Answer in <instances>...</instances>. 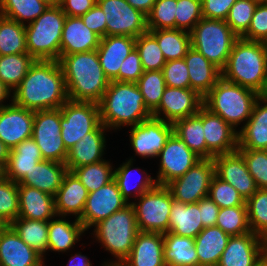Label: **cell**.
<instances>
[{"instance_id":"836d02e7","label":"cell","mask_w":267,"mask_h":266,"mask_svg":"<svg viewBox=\"0 0 267 266\" xmlns=\"http://www.w3.org/2000/svg\"><path fill=\"white\" fill-rule=\"evenodd\" d=\"M230 237L218 226L205 227L194 238L198 266H217Z\"/></svg>"},{"instance_id":"2644e50d","label":"cell","mask_w":267,"mask_h":266,"mask_svg":"<svg viewBox=\"0 0 267 266\" xmlns=\"http://www.w3.org/2000/svg\"><path fill=\"white\" fill-rule=\"evenodd\" d=\"M255 266H267V252L262 256V258L255 264Z\"/></svg>"},{"instance_id":"e575fe53","label":"cell","mask_w":267,"mask_h":266,"mask_svg":"<svg viewBox=\"0 0 267 266\" xmlns=\"http://www.w3.org/2000/svg\"><path fill=\"white\" fill-rule=\"evenodd\" d=\"M164 238L166 266H198L195 239L167 232Z\"/></svg>"},{"instance_id":"7bdbcfd3","label":"cell","mask_w":267,"mask_h":266,"mask_svg":"<svg viewBox=\"0 0 267 266\" xmlns=\"http://www.w3.org/2000/svg\"><path fill=\"white\" fill-rule=\"evenodd\" d=\"M110 162L103 160L90 165L74 168L72 172L85 186L88 193L108 184L114 179V171Z\"/></svg>"},{"instance_id":"f35d334b","label":"cell","mask_w":267,"mask_h":266,"mask_svg":"<svg viewBox=\"0 0 267 266\" xmlns=\"http://www.w3.org/2000/svg\"><path fill=\"white\" fill-rule=\"evenodd\" d=\"M157 40L166 61L182 59L191 47L190 33L180 29L148 30Z\"/></svg>"},{"instance_id":"ac0fdd59","label":"cell","mask_w":267,"mask_h":266,"mask_svg":"<svg viewBox=\"0 0 267 266\" xmlns=\"http://www.w3.org/2000/svg\"><path fill=\"white\" fill-rule=\"evenodd\" d=\"M267 252V240L249 232L231 236L217 266H255Z\"/></svg>"},{"instance_id":"44dd1931","label":"cell","mask_w":267,"mask_h":266,"mask_svg":"<svg viewBox=\"0 0 267 266\" xmlns=\"http://www.w3.org/2000/svg\"><path fill=\"white\" fill-rule=\"evenodd\" d=\"M34 111L12 102L0 108V140L10 149L32 137Z\"/></svg>"},{"instance_id":"7402d4cb","label":"cell","mask_w":267,"mask_h":266,"mask_svg":"<svg viewBox=\"0 0 267 266\" xmlns=\"http://www.w3.org/2000/svg\"><path fill=\"white\" fill-rule=\"evenodd\" d=\"M43 256L28 246L10 225L0 232V266H44Z\"/></svg>"},{"instance_id":"be15d7a7","label":"cell","mask_w":267,"mask_h":266,"mask_svg":"<svg viewBox=\"0 0 267 266\" xmlns=\"http://www.w3.org/2000/svg\"><path fill=\"white\" fill-rule=\"evenodd\" d=\"M199 209L203 227L216 226L220 207L209 196L199 200Z\"/></svg>"},{"instance_id":"681fc988","label":"cell","mask_w":267,"mask_h":266,"mask_svg":"<svg viewBox=\"0 0 267 266\" xmlns=\"http://www.w3.org/2000/svg\"><path fill=\"white\" fill-rule=\"evenodd\" d=\"M257 5L254 0H237L230 8L226 23L239 38L247 32Z\"/></svg>"},{"instance_id":"7dc6e473","label":"cell","mask_w":267,"mask_h":266,"mask_svg":"<svg viewBox=\"0 0 267 266\" xmlns=\"http://www.w3.org/2000/svg\"><path fill=\"white\" fill-rule=\"evenodd\" d=\"M216 226L230 236H240L250 231L247 206L220 208Z\"/></svg>"},{"instance_id":"4fadbf2b","label":"cell","mask_w":267,"mask_h":266,"mask_svg":"<svg viewBox=\"0 0 267 266\" xmlns=\"http://www.w3.org/2000/svg\"><path fill=\"white\" fill-rule=\"evenodd\" d=\"M215 175L213 159H201L183 176L166 185L173 200L181 203H197L209 194L212 178Z\"/></svg>"},{"instance_id":"30bf717a","label":"cell","mask_w":267,"mask_h":266,"mask_svg":"<svg viewBox=\"0 0 267 266\" xmlns=\"http://www.w3.org/2000/svg\"><path fill=\"white\" fill-rule=\"evenodd\" d=\"M60 109L61 137L67 150L101 123L96 103L68 99Z\"/></svg>"},{"instance_id":"9c48e42d","label":"cell","mask_w":267,"mask_h":266,"mask_svg":"<svg viewBox=\"0 0 267 266\" xmlns=\"http://www.w3.org/2000/svg\"><path fill=\"white\" fill-rule=\"evenodd\" d=\"M173 201L172 194L166 186L156 185L139 197V204L130 202L135 210L139 231L167 233Z\"/></svg>"},{"instance_id":"c3c4849f","label":"cell","mask_w":267,"mask_h":266,"mask_svg":"<svg viewBox=\"0 0 267 266\" xmlns=\"http://www.w3.org/2000/svg\"><path fill=\"white\" fill-rule=\"evenodd\" d=\"M135 48L139 52L144 71L162 70L166 63L157 40L149 33L135 39Z\"/></svg>"},{"instance_id":"6f0895ef","label":"cell","mask_w":267,"mask_h":266,"mask_svg":"<svg viewBox=\"0 0 267 266\" xmlns=\"http://www.w3.org/2000/svg\"><path fill=\"white\" fill-rule=\"evenodd\" d=\"M241 38L267 43V2L258 3L250 26Z\"/></svg>"},{"instance_id":"b9f144b4","label":"cell","mask_w":267,"mask_h":266,"mask_svg":"<svg viewBox=\"0 0 267 266\" xmlns=\"http://www.w3.org/2000/svg\"><path fill=\"white\" fill-rule=\"evenodd\" d=\"M28 53L25 25L0 15V56Z\"/></svg>"},{"instance_id":"03108f58","label":"cell","mask_w":267,"mask_h":266,"mask_svg":"<svg viewBox=\"0 0 267 266\" xmlns=\"http://www.w3.org/2000/svg\"><path fill=\"white\" fill-rule=\"evenodd\" d=\"M69 266H92L88 258L84 255L75 254L74 257L72 256L69 261Z\"/></svg>"},{"instance_id":"753ad0ef","label":"cell","mask_w":267,"mask_h":266,"mask_svg":"<svg viewBox=\"0 0 267 266\" xmlns=\"http://www.w3.org/2000/svg\"><path fill=\"white\" fill-rule=\"evenodd\" d=\"M6 177V168L0 163V181Z\"/></svg>"},{"instance_id":"7c38bea8","label":"cell","mask_w":267,"mask_h":266,"mask_svg":"<svg viewBox=\"0 0 267 266\" xmlns=\"http://www.w3.org/2000/svg\"><path fill=\"white\" fill-rule=\"evenodd\" d=\"M106 18V36L137 38L148 32L147 15L133 8L126 0H97Z\"/></svg>"},{"instance_id":"603a6c76","label":"cell","mask_w":267,"mask_h":266,"mask_svg":"<svg viewBox=\"0 0 267 266\" xmlns=\"http://www.w3.org/2000/svg\"><path fill=\"white\" fill-rule=\"evenodd\" d=\"M135 37L105 36L96 49L100 65L110 81H119V70L124 59L135 48Z\"/></svg>"},{"instance_id":"d4e9b609","label":"cell","mask_w":267,"mask_h":266,"mask_svg":"<svg viewBox=\"0 0 267 266\" xmlns=\"http://www.w3.org/2000/svg\"><path fill=\"white\" fill-rule=\"evenodd\" d=\"M101 37L90 30L80 17L66 16L60 43V55L96 50Z\"/></svg>"},{"instance_id":"cb8c5ba5","label":"cell","mask_w":267,"mask_h":266,"mask_svg":"<svg viewBox=\"0 0 267 266\" xmlns=\"http://www.w3.org/2000/svg\"><path fill=\"white\" fill-rule=\"evenodd\" d=\"M106 130L108 129L100 123L68 150L65 161L68 171L104 160L102 156L106 147L104 136Z\"/></svg>"},{"instance_id":"60d3db41","label":"cell","mask_w":267,"mask_h":266,"mask_svg":"<svg viewBox=\"0 0 267 266\" xmlns=\"http://www.w3.org/2000/svg\"><path fill=\"white\" fill-rule=\"evenodd\" d=\"M35 61L29 53L0 56V80L14 90Z\"/></svg>"},{"instance_id":"f1b7e54d","label":"cell","mask_w":267,"mask_h":266,"mask_svg":"<svg viewBox=\"0 0 267 266\" xmlns=\"http://www.w3.org/2000/svg\"><path fill=\"white\" fill-rule=\"evenodd\" d=\"M18 195V217L41 221H49L57 217L52 195L26 185H18Z\"/></svg>"},{"instance_id":"34e18365","label":"cell","mask_w":267,"mask_h":266,"mask_svg":"<svg viewBox=\"0 0 267 266\" xmlns=\"http://www.w3.org/2000/svg\"><path fill=\"white\" fill-rule=\"evenodd\" d=\"M7 224L0 218V232Z\"/></svg>"},{"instance_id":"8992f818","label":"cell","mask_w":267,"mask_h":266,"mask_svg":"<svg viewBox=\"0 0 267 266\" xmlns=\"http://www.w3.org/2000/svg\"><path fill=\"white\" fill-rule=\"evenodd\" d=\"M66 14L59 4H50L33 22L25 25L26 47L35 60L58 61Z\"/></svg>"},{"instance_id":"ba28073f","label":"cell","mask_w":267,"mask_h":266,"mask_svg":"<svg viewBox=\"0 0 267 266\" xmlns=\"http://www.w3.org/2000/svg\"><path fill=\"white\" fill-rule=\"evenodd\" d=\"M239 37L226 20L202 18L190 32L191 47L222 70Z\"/></svg>"},{"instance_id":"6125c7cd","label":"cell","mask_w":267,"mask_h":266,"mask_svg":"<svg viewBox=\"0 0 267 266\" xmlns=\"http://www.w3.org/2000/svg\"><path fill=\"white\" fill-rule=\"evenodd\" d=\"M97 0H60V7L66 16L80 17L89 11Z\"/></svg>"},{"instance_id":"2e32d148","label":"cell","mask_w":267,"mask_h":266,"mask_svg":"<svg viewBox=\"0 0 267 266\" xmlns=\"http://www.w3.org/2000/svg\"><path fill=\"white\" fill-rule=\"evenodd\" d=\"M128 203L122 197L118 185L113 179L98 190L88 193L83 214L79 221L83 224L84 229L88 230Z\"/></svg>"},{"instance_id":"8fae6325","label":"cell","mask_w":267,"mask_h":266,"mask_svg":"<svg viewBox=\"0 0 267 266\" xmlns=\"http://www.w3.org/2000/svg\"><path fill=\"white\" fill-rule=\"evenodd\" d=\"M61 109L34 112L32 138L39 147L44 160L65 163L68 155L61 137Z\"/></svg>"},{"instance_id":"3957f363","label":"cell","mask_w":267,"mask_h":266,"mask_svg":"<svg viewBox=\"0 0 267 266\" xmlns=\"http://www.w3.org/2000/svg\"><path fill=\"white\" fill-rule=\"evenodd\" d=\"M98 106L100 121L107 129L135 126L152 116L134 82L110 81Z\"/></svg>"},{"instance_id":"7a4b0ae2","label":"cell","mask_w":267,"mask_h":266,"mask_svg":"<svg viewBox=\"0 0 267 266\" xmlns=\"http://www.w3.org/2000/svg\"><path fill=\"white\" fill-rule=\"evenodd\" d=\"M68 98L98 104L110 80L105 76L97 51L60 55Z\"/></svg>"},{"instance_id":"94428289","label":"cell","mask_w":267,"mask_h":266,"mask_svg":"<svg viewBox=\"0 0 267 266\" xmlns=\"http://www.w3.org/2000/svg\"><path fill=\"white\" fill-rule=\"evenodd\" d=\"M80 18L90 30L101 38L106 36L105 14L97 3Z\"/></svg>"},{"instance_id":"e7e4bbea","label":"cell","mask_w":267,"mask_h":266,"mask_svg":"<svg viewBox=\"0 0 267 266\" xmlns=\"http://www.w3.org/2000/svg\"><path fill=\"white\" fill-rule=\"evenodd\" d=\"M133 8L142 11L145 15H148L156 0H126Z\"/></svg>"},{"instance_id":"003e7915","label":"cell","mask_w":267,"mask_h":266,"mask_svg":"<svg viewBox=\"0 0 267 266\" xmlns=\"http://www.w3.org/2000/svg\"><path fill=\"white\" fill-rule=\"evenodd\" d=\"M10 155V148L7 147L1 140H0V163H2L5 167L8 163Z\"/></svg>"},{"instance_id":"11a10c76","label":"cell","mask_w":267,"mask_h":266,"mask_svg":"<svg viewBox=\"0 0 267 266\" xmlns=\"http://www.w3.org/2000/svg\"><path fill=\"white\" fill-rule=\"evenodd\" d=\"M258 189H267V150L237 149Z\"/></svg>"},{"instance_id":"680465c9","label":"cell","mask_w":267,"mask_h":266,"mask_svg":"<svg viewBox=\"0 0 267 266\" xmlns=\"http://www.w3.org/2000/svg\"><path fill=\"white\" fill-rule=\"evenodd\" d=\"M144 70L140 59L139 52L134 48L124 59L119 70V82L136 83Z\"/></svg>"},{"instance_id":"ffe728a7","label":"cell","mask_w":267,"mask_h":266,"mask_svg":"<svg viewBox=\"0 0 267 266\" xmlns=\"http://www.w3.org/2000/svg\"><path fill=\"white\" fill-rule=\"evenodd\" d=\"M203 131L206 142V159L234 152L238 149V131L219 115L203 105Z\"/></svg>"},{"instance_id":"9f6ffc18","label":"cell","mask_w":267,"mask_h":266,"mask_svg":"<svg viewBox=\"0 0 267 266\" xmlns=\"http://www.w3.org/2000/svg\"><path fill=\"white\" fill-rule=\"evenodd\" d=\"M162 72L166 86L173 88H190L188 67L184 58L166 61Z\"/></svg>"},{"instance_id":"277c9868","label":"cell","mask_w":267,"mask_h":266,"mask_svg":"<svg viewBox=\"0 0 267 266\" xmlns=\"http://www.w3.org/2000/svg\"><path fill=\"white\" fill-rule=\"evenodd\" d=\"M267 75V43L238 38L221 77L228 82L262 91Z\"/></svg>"},{"instance_id":"83f0119b","label":"cell","mask_w":267,"mask_h":266,"mask_svg":"<svg viewBox=\"0 0 267 266\" xmlns=\"http://www.w3.org/2000/svg\"><path fill=\"white\" fill-rule=\"evenodd\" d=\"M184 60L188 67L190 89L204 97L221 78V70L192 47L188 49Z\"/></svg>"},{"instance_id":"2a66077c","label":"cell","mask_w":267,"mask_h":266,"mask_svg":"<svg viewBox=\"0 0 267 266\" xmlns=\"http://www.w3.org/2000/svg\"><path fill=\"white\" fill-rule=\"evenodd\" d=\"M254 1H256V2H258V3H264V2H267V0H254Z\"/></svg>"},{"instance_id":"816d5d0a","label":"cell","mask_w":267,"mask_h":266,"mask_svg":"<svg viewBox=\"0 0 267 266\" xmlns=\"http://www.w3.org/2000/svg\"><path fill=\"white\" fill-rule=\"evenodd\" d=\"M18 215V184L5 177L0 181V218L9 225Z\"/></svg>"},{"instance_id":"4316f807","label":"cell","mask_w":267,"mask_h":266,"mask_svg":"<svg viewBox=\"0 0 267 266\" xmlns=\"http://www.w3.org/2000/svg\"><path fill=\"white\" fill-rule=\"evenodd\" d=\"M123 262L127 266H166L163 234L139 232L129 256Z\"/></svg>"},{"instance_id":"f6af8a7d","label":"cell","mask_w":267,"mask_h":266,"mask_svg":"<svg viewBox=\"0 0 267 266\" xmlns=\"http://www.w3.org/2000/svg\"><path fill=\"white\" fill-rule=\"evenodd\" d=\"M136 83L143 95L146 108L152 114L159 106L166 88L162 70L144 71Z\"/></svg>"},{"instance_id":"d590c367","label":"cell","mask_w":267,"mask_h":266,"mask_svg":"<svg viewBox=\"0 0 267 266\" xmlns=\"http://www.w3.org/2000/svg\"><path fill=\"white\" fill-rule=\"evenodd\" d=\"M173 133L201 159H206V142L203 131V105L197 114L179 119L173 124Z\"/></svg>"},{"instance_id":"484cf974","label":"cell","mask_w":267,"mask_h":266,"mask_svg":"<svg viewBox=\"0 0 267 266\" xmlns=\"http://www.w3.org/2000/svg\"><path fill=\"white\" fill-rule=\"evenodd\" d=\"M88 191L72 171H68L54 196L57 216L66 217L74 214L80 219L85 207Z\"/></svg>"},{"instance_id":"9a60e30c","label":"cell","mask_w":267,"mask_h":266,"mask_svg":"<svg viewBox=\"0 0 267 266\" xmlns=\"http://www.w3.org/2000/svg\"><path fill=\"white\" fill-rule=\"evenodd\" d=\"M172 134L171 123L151 116L138 125L131 126L130 143L135 154L142 158H157Z\"/></svg>"},{"instance_id":"4dcf8cb0","label":"cell","mask_w":267,"mask_h":266,"mask_svg":"<svg viewBox=\"0 0 267 266\" xmlns=\"http://www.w3.org/2000/svg\"><path fill=\"white\" fill-rule=\"evenodd\" d=\"M238 149L267 150V101L256 100L250 118L238 131Z\"/></svg>"},{"instance_id":"89a4df30","label":"cell","mask_w":267,"mask_h":266,"mask_svg":"<svg viewBox=\"0 0 267 266\" xmlns=\"http://www.w3.org/2000/svg\"><path fill=\"white\" fill-rule=\"evenodd\" d=\"M259 98H261V100L267 101V75H266L264 87L262 91L259 93Z\"/></svg>"},{"instance_id":"52a82bcc","label":"cell","mask_w":267,"mask_h":266,"mask_svg":"<svg viewBox=\"0 0 267 266\" xmlns=\"http://www.w3.org/2000/svg\"><path fill=\"white\" fill-rule=\"evenodd\" d=\"M94 227L97 241L114 255L118 262H123L129 256L136 235L140 232L131 203L99 221Z\"/></svg>"},{"instance_id":"e0dca14e","label":"cell","mask_w":267,"mask_h":266,"mask_svg":"<svg viewBox=\"0 0 267 266\" xmlns=\"http://www.w3.org/2000/svg\"><path fill=\"white\" fill-rule=\"evenodd\" d=\"M203 105V97L190 88H173L166 86L159 106L152 112V116L173 124L198 113ZM161 113L164 114L161 117Z\"/></svg>"},{"instance_id":"5bb4252c","label":"cell","mask_w":267,"mask_h":266,"mask_svg":"<svg viewBox=\"0 0 267 266\" xmlns=\"http://www.w3.org/2000/svg\"><path fill=\"white\" fill-rule=\"evenodd\" d=\"M160 157V168L156 183L166 186L176 178L183 176L201 158L191 151L187 144L174 133L167 140L165 146L158 154Z\"/></svg>"},{"instance_id":"a7ac6f4b","label":"cell","mask_w":267,"mask_h":266,"mask_svg":"<svg viewBox=\"0 0 267 266\" xmlns=\"http://www.w3.org/2000/svg\"><path fill=\"white\" fill-rule=\"evenodd\" d=\"M11 89L0 80V108L5 106L2 102L11 96Z\"/></svg>"},{"instance_id":"91938a15","label":"cell","mask_w":267,"mask_h":266,"mask_svg":"<svg viewBox=\"0 0 267 266\" xmlns=\"http://www.w3.org/2000/svg\"><path fill=\"white\" fill-rule=\"evenodd\" d=\"M237 0H202V16L206 19L226 20Z\"/></svg>"},{"instance_id":"1f68e13d","label":"cell","mask_w":267,"mask_h":266,"mask_svg":"<svg viewBox=\"0 0 267 266\" xmlns=\"http://www.w3.org/2000/svg\"><path fill=\"white\" fill-rule=\"evenodd\" d=\"M44 160L39 147L32 137L23 140L20 144L10 149L9 160L6 165V178L18 183L26 173Z\"/></svg>"},{"instance_id":"ee69618b","label":"cell","mask_w":267,"mask_h":266,"mask_svg":"<svg viewBox=\"0 0 267 266\" xmlns=\"http://www.w3.org/2000/svg\"><path fill=\"white\" fill-rule=\"evenodd\" d=\"M132 160L133 159L131 158L127 162L120 165L119 168L114 170V180L118 185V189L120 190L122 197L127 202L129 201V197L131 195H133V197L135 196L136 198L140 197L143 193L150 191L157 185L155 179L149 176V174L143 173L144 175L146 174L145 177H139V180L137 181L138 183L135 182L136 184L133 186V190L132 187H130L132 186L130 184L131 175L133 171V169H131V166H133ZM132 190L134 191V194H132Z\"/></svg>"},{"instance_id":"db71d44e","label":"cell","mask_w":267,"mask_h":266,"mask_svg":"<svg viewBox=\"0 0 267 266\" xmlns=\"http://www.w3.org/2000/svg\"><path fill=\"white\" fill-rule=\"evenodd\" d=\"M202 18V0H177L175 29L190 33Z\"/></svg>"},{"instance_id":"5b68a950","label":"cell","mask_w":267,"mask_h":266,"mask_svg":"<svg viewBox=\"0 0 267 266\" xmlns=\"http://www.w3.org/2000/svg\"><path fill=\"white\" fill-rule=\"evenodd\" d=\"M259 94L254 90L226 81L222 77L203 97V105L219 115L233 129L250 118Z\"/></svg>"},{"instance_id":"ab89813d","label":"cell","mask_w":267,"mask_h":266,"mask_svg":"<svg viewBox=\"0 0 267 266\" xmlns=\"http://www.w3.org/2000/svg\"><path fill=\"white\" fill-rule=\"evenodd\" d=\"M49 5L46 0H0V15L26 25L24 21L30 24Z\"/></svg>"},{"instance_id":"8c879c8a","label":"cell","mask_w":267,"mask_h":266,"mask_svg":"<svg viewBox=\"0 0 267 266\" xmlns=\"http://www.w3.org/2000/svg\"><path fill=\"white\" fill-rule=\"evenodd\" d=\"M105 265L103 266H127L124 262H118L116 261H110V262H104Z\"/></svg>"},{"instance_id":"bcb514c9","label":"cell","mask_w":267,"mask_h":266,"mask_svg":"<svg viewBox=\"0 0 267 266\" xmlns=\"http://www.w3.org/2000/svg\"><path fill=\"white\" fill-rule=\"evenodd\" d=\"M246 205L250 231L267 240V189H257Z\"/></svg>"},{"instance_id":"8d00e7d4","label":"cell","mask_w":267,"mask_h":266,"mask_svg":"<svg viewBox=\"0 0 267 266\" xmlns=\"http://www.w3.org/2000/svg\"><path fill=\"white\" fill-rule=\"evenodd\" d=\"M74 221L70 223L63 218L48 221V251L66 252L79 241L86 230L78 219Z\"/></svg>"},{"instance_id":"d6a6232c","label":"cell","mask_w":267,"mask_h":266,"mask_svg":"<svg viewBox=\"0 0 267 266\" xmlns=\"http://www.w3.org/2000/svg\"><path fill=\"white\" fill-rule=\"evenodd\" d=\"M199 201L197 203L172 202L168 232L194 239L203 229Z\"/></svg>"},{"instance_id":"f5cc1de1","label":"cell","mask_w":267,"mask_h":266,"mask_svg":"<svg viewBox=\"0 0 267 266\" xmlns=\"http://www.w3.org/2000/svg\"><path fill=\"white\" fill-rule=\"evenodd\" d=\"M208 196L220 207L247 206L239 192L216 174L212 178Z\"/></svg>"},{"instance_id":"f907efd6","label":"cell","mask_w":267,"mask_h":266,"mask_svg":"<svg viewBox=\"0 0 267 266\" xmlns=\"http://www.w3.org/2000/svg\"><path fill=\"white\" fill-rule=\"evenodd\" d=\"M177 0H156L147 15L148 30L175 29Z\"/></svg>"},{"instance_id":"11e5206c","label":"cell","mask_w":267,"mask_h":266,"mask_svg":"<svg viewBox=\"0 0 267 266\" xmlns=\"http://www.w3.org/2000/svg\"><path fill=\"white\" fill-rule=\"evenodd\" d=\"M50 4H59L60 0H46Z\"/></svg>"},{"instance_id":"f546056e","label":"cell","mask_w":267,"mask_h":266,"mask_svg":"<svg viewBox=\"0 0 267 266\" xmlns=\"http://www.w3.org/2000/svg\"><path fill=\"white\" fill-rule=\"evenodd\" d=\"M67 172L68 168L65 163L42 160L17 184L37 188L54 197Z\"/></svg>"},{"instance_id":"74e56055","label":"cell","mask_w":267,"mask_h":266,"mask_svg":"<svg viewBox=\"0 0 267 266\" xmlns=\"http://www.w3.org/2000/svg\"><path fill=\"white\" fill-rule=\"evenodd\" d=\"M9 225L28 246L44 258L48 251V221L17 217Z\"/></svg>"},{"instance_id":"6da1fadb","label":"cell","mask_w":267,"mask_h":266,"mask_svg":"<svg viewBox=\"0 0 267 266\" xmlns=\"http://www.w3.org/2000/svg\"><path fill=\"white\" fill-rule=\"evenodd\" d=\"M12 94L13 103L34 112L61 108L69 98L59 61L36 60Z\"/></svg>"},{"instance_id":"d6986e66","label":"cell","mask_w":267,"mask_h":266,"mask_svg":"<svg viewBox=\"0 0 267 266\" xmlns=\"http://www.w3.org/2000/svg\"><path fill=\"white\" fill-rule=\"evenodd\" d=\"M213 160L215 174L231 184L245 201L257 191L254 178L249 173L246 161L238 150L214 156Z\"/></svg>"}]
</instances>
